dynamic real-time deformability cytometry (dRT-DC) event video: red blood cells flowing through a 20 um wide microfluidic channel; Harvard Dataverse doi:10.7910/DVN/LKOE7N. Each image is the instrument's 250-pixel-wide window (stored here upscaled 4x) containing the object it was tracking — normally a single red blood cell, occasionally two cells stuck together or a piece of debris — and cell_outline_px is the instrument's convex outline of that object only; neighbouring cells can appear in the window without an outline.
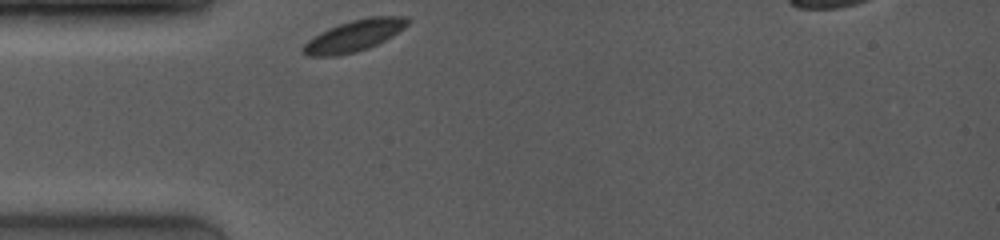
{"species": "common noctule bat (a hibernating species)", "species_latin": "Nyctalus noctula", "temperature_condition": "room temperature", "stored_images_in_passage": 3, "camera_frame_rate_fps": 4000, "um_per_image_px": 0.085, "animal": {"sex": "female", "body_mass_g": 19.0, "forearm_length_mm": 53.3}, "frame": {"image": 1, "passage_image": 1, "time_ms": 0.0, "image_size_px": [1000, 240], "cell_outline_px": [[408, 24], [404, 28], [392, 36], [368, 48], [356, 52], [336, 56], [304, 56], [300, 52], [300, 48], [308, 40], [320, 32], [328, 28], [352, 20], [372, 16], [408, 16]], "centroid_in_image_um": [30.05, 3.05], "position_along_channel_um": 54.9, "area_um2": 19.13}}